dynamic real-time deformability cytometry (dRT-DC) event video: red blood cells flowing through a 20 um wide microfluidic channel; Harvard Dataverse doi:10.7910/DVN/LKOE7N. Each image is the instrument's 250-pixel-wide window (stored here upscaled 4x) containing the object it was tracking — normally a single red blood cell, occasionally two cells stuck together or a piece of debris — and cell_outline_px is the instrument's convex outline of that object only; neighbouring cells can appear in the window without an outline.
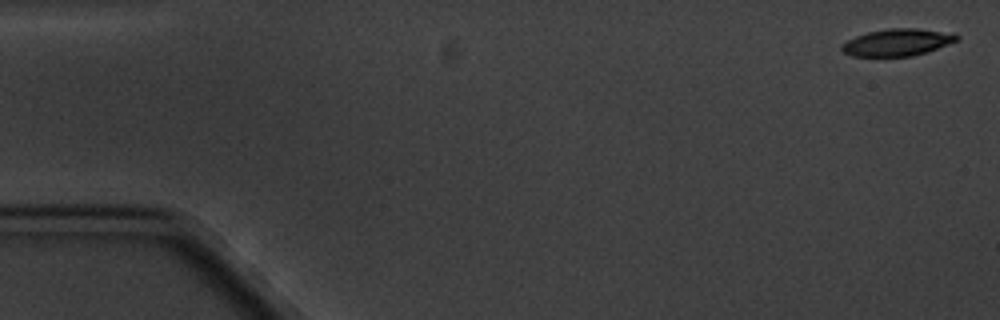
{"species": "common noctule bat (a hibernating species)", "species_latin": "Nyctalus noctula", "temperature_condition": "cold", "stored_images_in_passage": 5, "camera_frame_rate_fps": 3000, "um_per_image_px": 0.085, "animal": {"sex": "male", "body_mass_g": 20.1, "forearm_length_mm": 53.5}, "frame": {"image": 1, "passage_image": 1, "time_ms": 0.0, "image_size_px": [1000, 320], "cell_outline_px": [[960, 40], [928, 52], [912, 56], [852, 56], [844, 52], [840, 48], [848, 40], [856, 36], [868, 32], [888, 28], [920, 28], [956, 32], [960, 36]], "centroid_in_image_um": [76.39, 3.58], "position_along_channel_um": 8.6, "area_um2": 18.44}}
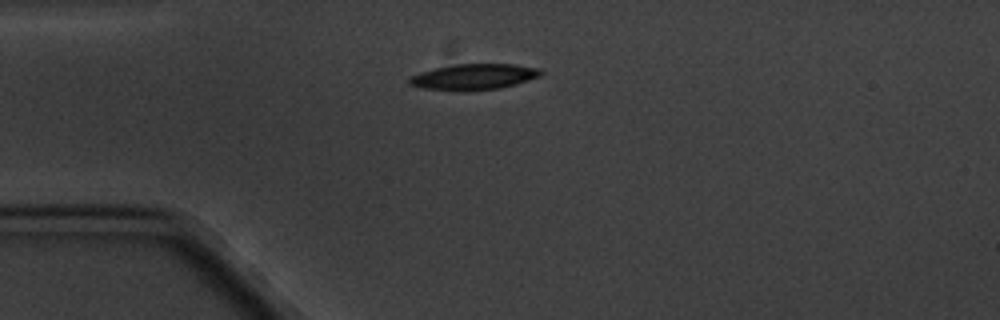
{"frame": {"image": 2, "passage_image": 4, "time_ms": 4.333, "image_size_px": [1000, 320], "cell_outline_px": [[544, 72], [540, 76], [516, 84], [500, 88], [468, 92], [464, 92], [420, 88], [408, 84], [408, 80], [412, 76], [420, 72], [436, 68], [456, 64], [512, 64], [540, 68]], "centroid_in_image_um": [40.27, 6.55], "position_along_channel_um": 44.7, "area_um2": 20.06}}